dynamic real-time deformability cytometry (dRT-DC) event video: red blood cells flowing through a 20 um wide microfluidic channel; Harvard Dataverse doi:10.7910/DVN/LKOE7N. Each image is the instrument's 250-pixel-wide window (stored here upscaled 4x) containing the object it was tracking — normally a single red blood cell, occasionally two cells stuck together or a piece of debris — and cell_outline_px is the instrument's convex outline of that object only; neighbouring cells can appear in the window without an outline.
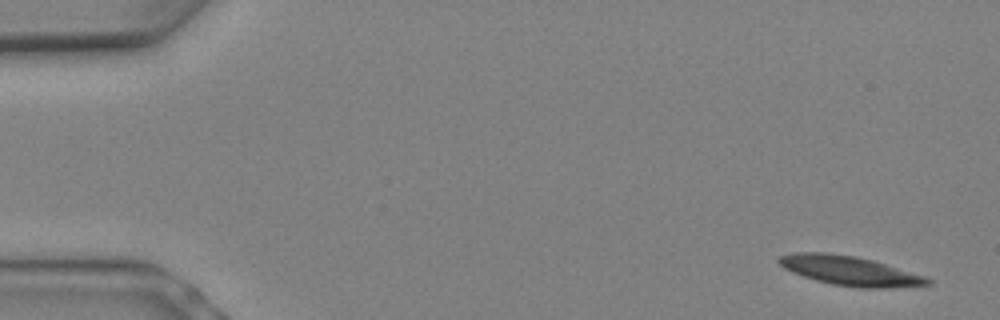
{"species": "Egyptian fruit bat (a non-hibernating species)", "species_latin": "Rousettus aegyptiacus", "temperature_condition": "warm", "stored_images_in_passage": 6, "camera_frame_rate_fps": 3000, "um_per_image_px": 0.085, "animal": {"sex": "female"}, "frame": {"image": 1, "passage_image": 1, "time_ms": 0.0, "image_size_px": [1000, 320], "cell_outline_px": [[932, 284], [884, 288], [856, 288], [832, 284], [816, 280], [792, 272], [784, 268], [776, 260], [780, 256], [792, 252], [828, 252], [856, 256], [872, 260], [924, 276], [932, 280]], "centroid_in_image_um": [72.19, 23.01], "position_along_channel_um": 12.8, "area_um2": 25.37}}